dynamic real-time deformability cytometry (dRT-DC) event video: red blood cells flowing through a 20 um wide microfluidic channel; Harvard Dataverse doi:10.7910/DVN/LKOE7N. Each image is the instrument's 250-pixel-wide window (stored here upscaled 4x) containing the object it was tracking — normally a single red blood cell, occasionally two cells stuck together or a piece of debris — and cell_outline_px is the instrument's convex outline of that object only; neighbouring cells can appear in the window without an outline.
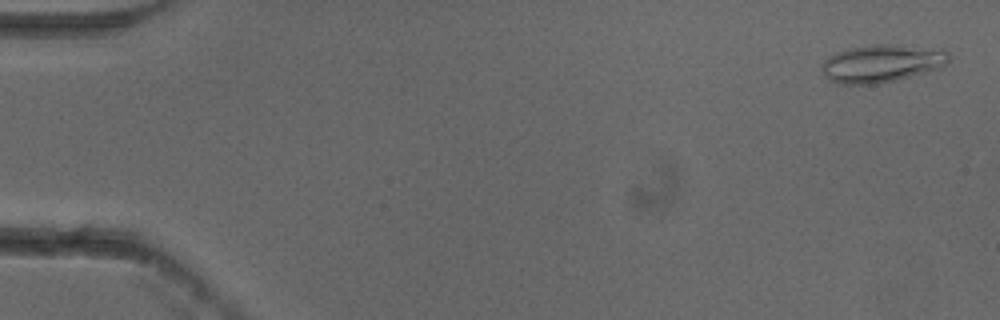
{"species": "common noctule bat (a hibernating species)", "species_latin": "Nyctalus noctula", "temperature_condition": "cold", "stored_images_in_passage": 52, "camera_frame_rate_fps": 3000, "um_per_image_px": 0.085, "animal": {"sex": "female"}, "frame": {"image": 1, "passage_image": 2, "time_ms": 0.333, "image_size_px": [1000, 320], "cell_outline_px": [[952, 56], [940, 68], [896, 80], [880, 84], [840, 84], [828, 80], [820, 68], [824, 60], [828, 56], [840, 52], [856, 48], [876, 44], [892, 44], [944, 48]], "centroid_in_image_um": [74.99, 5.39], "position_along_channel_um": 10.0, "area_um2": 28.03}}
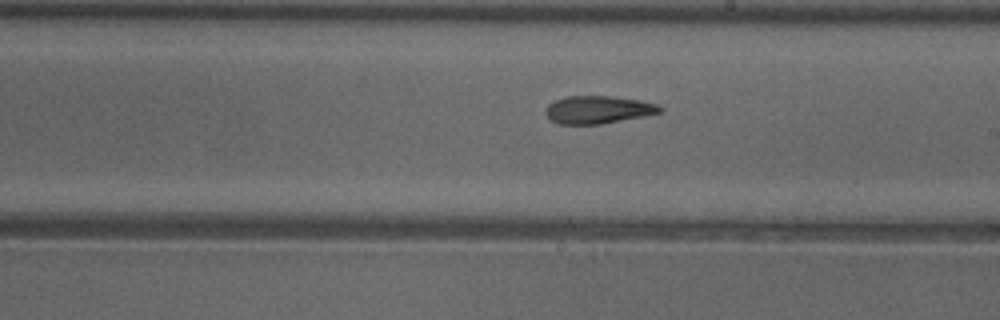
{"frame": {"image": 2, "passage_image": 31, "time_ms": 10.0, "image_size_px": [1000, 320], "cell_outline_px": [[664, 112], [600, 124], [560, 124], [552, 120], [544, 112], [544, 108], [552, 100], [568, 96], [612, 96], [640, 100], [656, 104], [664, 108]], "centroid_in_image_um": [50.82, 9.31], "position_along_channel_um": 238.2, "area_um2": 18.55}}
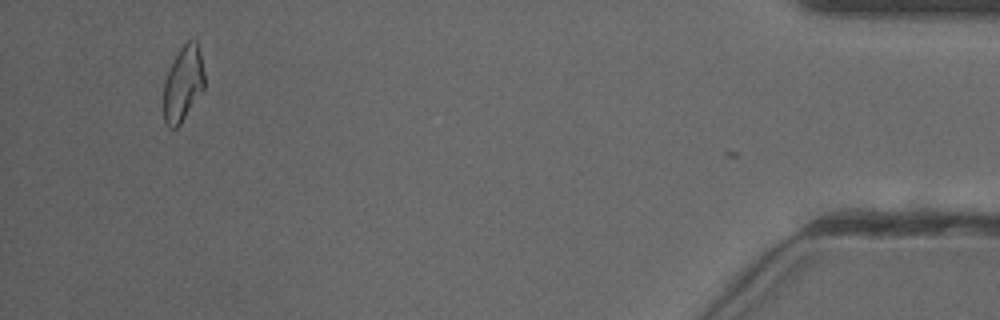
{"frame": {"image": 3, "passage_image": 51, "time_ms": 16.667, "image_size_px": [1000, 320], "cell_outline_px": [[204, 88], [180, 124], [176, 128], [168, 128], [164, 124], [164, 80], [168, 68], [180, 48], [188, 40], [196, 40], [200, 52], [204, 72]], "centroid_in_image_um": [15.54, 7.12], "position_along_channel_um": 419.7, "area_um2": 17.92}, "authors_computed_cell_mechanics": {"area_um2": 19.1029, "velocity_mm_per_s": 3.8497, "shape_relaxation_time_tau1_ms": 6.9895, "shape_relaxation_time_tau2_ms": 3.7871, "deformation_change_tau1": 0.1726, "deformation_change_tau2": 0.1171}}